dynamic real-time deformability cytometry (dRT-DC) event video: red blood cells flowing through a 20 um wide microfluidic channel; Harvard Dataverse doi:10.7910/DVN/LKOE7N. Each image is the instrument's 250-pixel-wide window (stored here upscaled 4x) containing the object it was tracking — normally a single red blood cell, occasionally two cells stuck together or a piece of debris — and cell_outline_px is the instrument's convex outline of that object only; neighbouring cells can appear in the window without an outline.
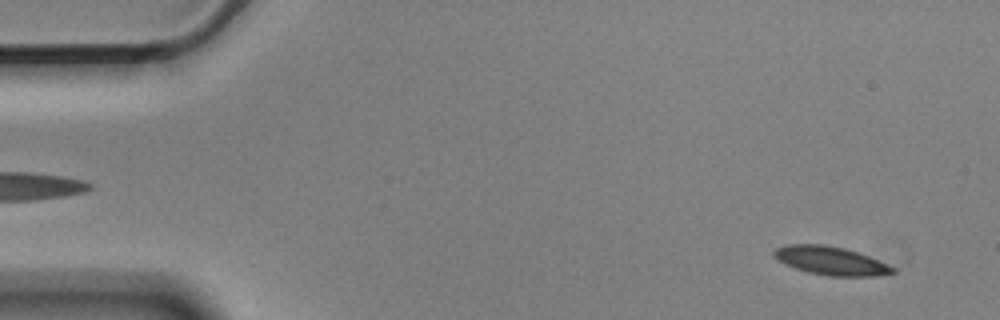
{"species": "Egyptian fruit bat (a non-hibernating species)", "species_latin": "Rousettus aegyptiacus", "temperature_condition": "cold", "stored_images_in_passage": 55, "camera_frame_rate_fps": 3000, "um_per_image_px": 0.085, "animal": {"sex": "male"}, "frame": {"image": 1, "passage_image": 3, "time_ms": 0.667, "image_size_px": [1000, 320], "cell_outline_px": [[896, 272], [876, 276], [828, 276], [808, 272], [784, 264], [772, 256], [772, 252], [776, 248], [788, 244], [824, 244], [844, 248], [868, 256], [896, 268]], "centroid_in_image_um": [70.58, 22.16], "position_along_channel_um": 14.4, "area_um2": 19.65}}
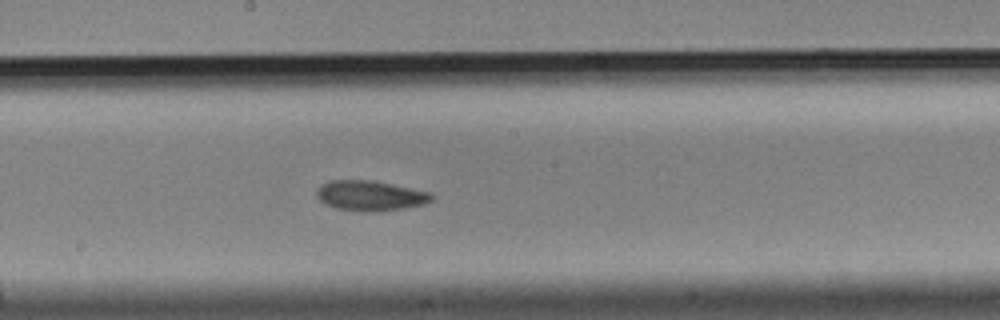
{"frame": {"image": 2, "passage_image": 29, "time_ms": 9.333, "image_size_px": [1000, 320], "cell_outline_px": [[432, 200], [424, 204], [404, 208], [376, 212], [360, 212], [336, 208], [324, 204], [316, 196], [316, 192], [324, 184], [332, 180], [368, 180], [432, 192]], "centroid_in_image_um": [31.47, 16.65], "position_along_channel_um": 216.7, "area_um2": 20.06}}
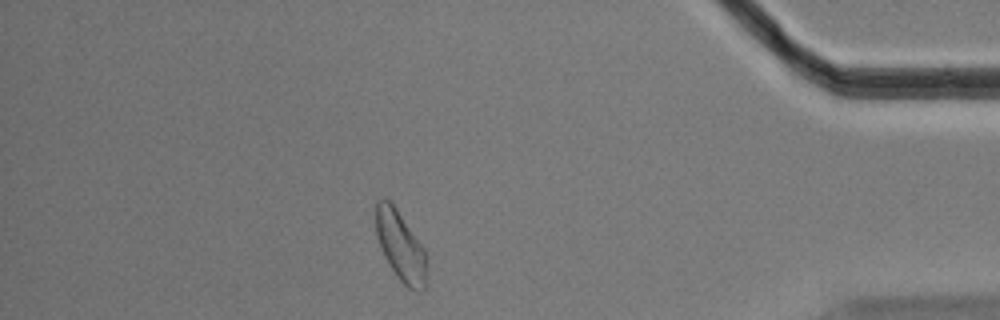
{"frame": {"image": 3, "passage_image": 48, "time_ms": 15.667, "image_size_px": [1000, 320], "cell_outline_px": [[428, 260], [424, 288], [420, 292], [416, 292], [408, 288], [396, 276], [388, 264], [380, 248], [376, 236], [376, 200], [384, 196], [396, 208], [424, 248]], "centroid_in_image_um": [34.04, 20.93], "position_along_channel_um": 401.2, "area_um2": 20.92}, "authors_computed_cell_mechanics": {"area_um2": 20.1722, "velocity_mm_per_s": 3.5548, "shape_relaxation_time_tau1_ms": null, "shape_relaxation_time_tau2_ms": 8.8958, "deformation_change_tau1": null, "deformation_change_tau2": 0.1409}}